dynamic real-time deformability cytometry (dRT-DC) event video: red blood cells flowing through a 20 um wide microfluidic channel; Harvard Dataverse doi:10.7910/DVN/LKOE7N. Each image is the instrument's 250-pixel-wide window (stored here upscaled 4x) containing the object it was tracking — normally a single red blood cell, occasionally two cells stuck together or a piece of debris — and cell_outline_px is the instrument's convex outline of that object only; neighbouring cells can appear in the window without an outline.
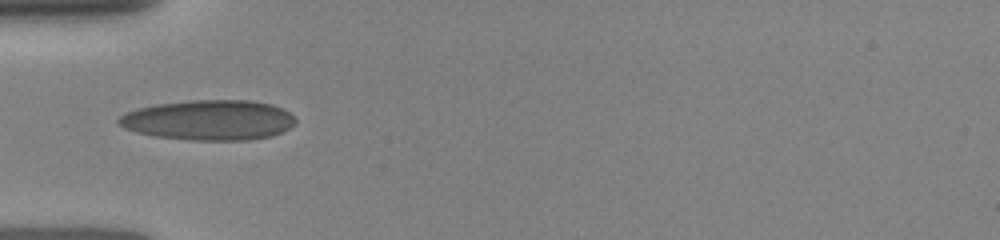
{"species": "human", "species_latin": "Homo sapiens", "temperature_condition": "room temperature", "stored_images_in_passage": 45, "camera_frame_rate_fps": 3000, "um_per_image_px": 0.085, "donor": {"sex": "female"}, "frame": {"image": 1, "passage_image": 1, "time_ms": 0.0, "image_size_px": [1000, 240], "cell_outline_px": [[296, 124], [272, 136], [248, 140], [192, 140], [156, 136], [136, 132], [124, 128], [116, 120], [120, 116], [128, 112], [140, 108], [156, 104], [192, 100], [252, 100], [272, 104], [288, 112], [296, 120]], "centroid_in_image_um": [17.77, 10.2], "position_along_channel_um": 67.2, "area_um2": 41.21}}
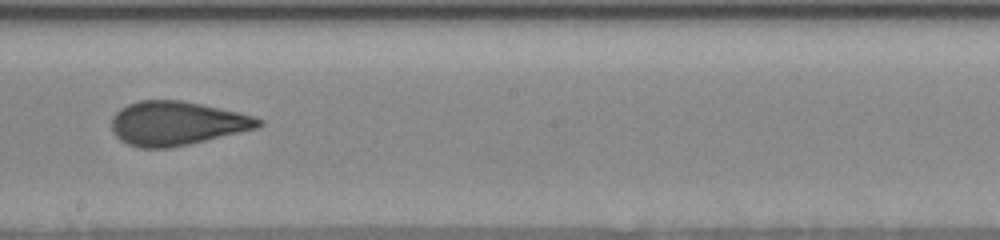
{"frame": {"image": 2, "passage_image": 18, "time_ms": 4.0, "image_size_px": [1000, 240], "cell_outline_px": [[264, 124], [256, 128], [188, 144], [168, 148], [140, 148], [128, 144], [120, 140], [112, 132], [112, 116], [120, 108], [128, 104], [140, 100], [180, 100], [200, 104], [236, 112], [252, 116], [264, 120]], "centroid_in_image_um": [14.97, 10.48], "position_along_channel_um": 233.2, "area_um2": 37.28}}
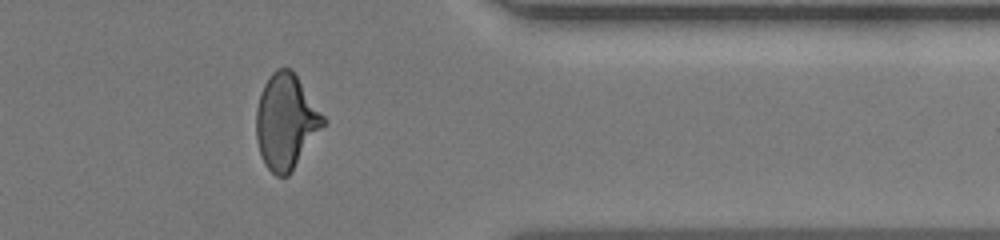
{"frame": {"image": 3, "passage_image": 36, "time_ms": 8.0, "image_size_px": [1000, 240], "cell_outline_px": [[328, 124], [292, 172], [288, 176], [276, 176], [264, 164], [256, 140], [256, 108], [260, 92], [268, 76], [276, 68], [292, 68], [328, 120]], "centroid_in_image_um": [24.35, 10.34], "position_along_channel_um": 387.0, "area_um2": 38.09}}